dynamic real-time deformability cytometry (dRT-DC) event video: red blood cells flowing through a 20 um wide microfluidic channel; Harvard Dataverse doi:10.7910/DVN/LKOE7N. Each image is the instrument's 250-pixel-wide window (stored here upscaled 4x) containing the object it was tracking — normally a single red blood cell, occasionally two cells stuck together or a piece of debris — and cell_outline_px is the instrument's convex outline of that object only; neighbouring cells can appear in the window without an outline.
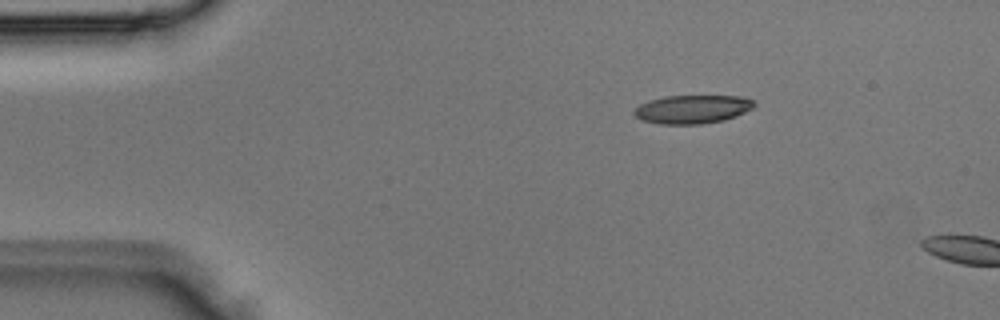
{"species": "Egyptian fruit bat (a non-hibernating species)", "species_latin": "Rousettus aegyptiacus", "temperature_condition": "room temperature", "stored_images_in_passage": 2, "camera_frame_rate_fps": 3000, "um_per_image_px": 0.085, "animal": {"sex": "male"}, "frame": {"image": 1, "passage_image": 1, "time_ms": 0.0, "image_size_px": [1000, 320], "cell_outline_px": [[756, 104], [752, 108], [736, 116], [724, 120], [700, 124], [660, 124], [640, 120], [632, 112], [640, 104], [648, 100], [664, 96], [740, 96], [752, 100]], "centroid_in_image_um": [58.82, 9.28], "position_along_channel_um": 26.2, "area_um2": 19.94}}